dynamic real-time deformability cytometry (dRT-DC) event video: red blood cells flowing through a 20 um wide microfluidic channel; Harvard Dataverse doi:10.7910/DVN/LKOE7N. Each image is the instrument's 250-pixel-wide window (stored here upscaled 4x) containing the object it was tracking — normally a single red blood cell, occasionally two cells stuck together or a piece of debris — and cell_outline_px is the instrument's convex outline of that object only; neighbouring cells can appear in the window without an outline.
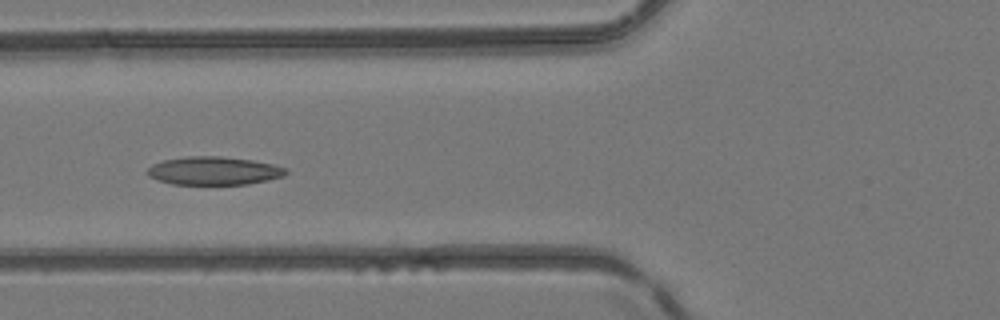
{"species": "common noctule bat (a hibernating species)", "species_latin": "Nyctalus noctula", "temperature_condition": "room temperature", "stored_images_in_passage": 5, "camera_frame_rate_fps": 3000, "um_per_image_px": 0.085, "animal": {"sex": "female", "body_mass_g": 24.6, "forearm_length_mm": 56.2}, "frame": {"image": 1, "passage_image": 5, "time_ms": 4.667, "image_size_px": [1000, 320], "cell_outline_px": [[288, 172], [284, 176], [268, 180], [248, 184], [172, 184], [148, 176], [148, 168], [152, 164], [164, 160], [188, 156], [220, 156], [252, 160], [272, 164], [288, 168]], "centroid_in_image_um": [18.21, 14.51], "position_along_channel_um": 107.6, "area_um2": 22.72}}